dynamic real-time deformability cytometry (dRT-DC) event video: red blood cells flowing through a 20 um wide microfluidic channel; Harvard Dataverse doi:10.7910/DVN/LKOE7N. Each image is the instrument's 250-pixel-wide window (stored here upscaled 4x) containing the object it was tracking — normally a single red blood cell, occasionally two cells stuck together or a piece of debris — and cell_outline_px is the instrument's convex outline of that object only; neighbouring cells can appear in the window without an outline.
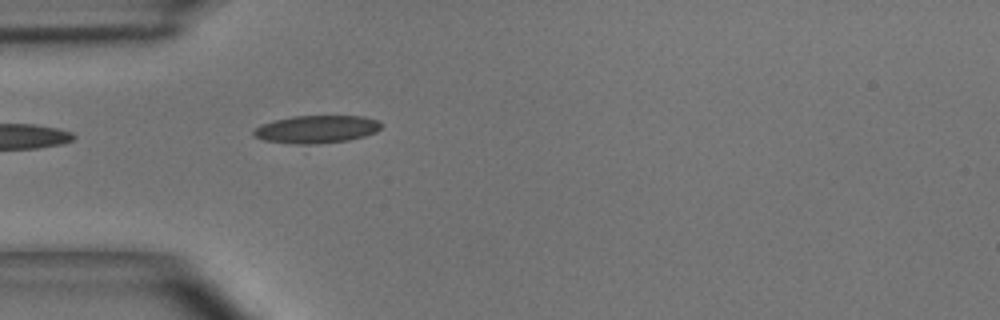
{"species": "common noctule bat (a hibernating species)", "species_latin": "Nyctalus noctula", "temperature_condition": "room temperature", "stored_images_in_passage": 1, "camera_frame_rate_fps": 3000, "um_per_image_px": 0.085, "animal": {"sex": "male", "body_mass_g": 15.6}, "frame": {"image": 1, "passage_image": 1, "time_ms": 0.0, "image_size_px": [1000, 320], "cell_outline_px": [[380, 128], [376, 132], [364, 136], [348, 140], [316, 144], [296, 144], [264, 140], [252, 136], [252, 132], [260, 124], [292, 116], [364, 116], [376, 120], [380, 124]], "centroid_in_image_um": [26.87, 10.99], "position_along_channel_um": 58.1, "area_um2": 20.52}}